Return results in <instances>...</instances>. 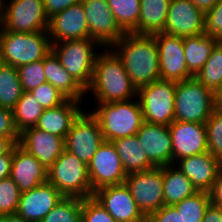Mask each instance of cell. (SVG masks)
<instances>
[{
	"instance_id": "44",
	"label": "cell",
	"mask_w": 222,
	"mask_h": 222,
	"mask_svg": "<svg viewBox=\"0 0 222 222\" xmlns=\"http://www.w3.org/2000/svg\"><path fill=\"white\" fill-rule=\"evenodd\" d=\"M79 2V0H43L48 18Z\"/></svg>"
},
{
	"instance_id": "19",
	"label": "cell",
	"mask_w": 222,
	"mask_h": 222,
	"mask_svg": "<svg viewBox=\"0 0 222 222\" xmlns=\"http://www.w3.org/2000/svg\"><path fill=\"white\" fill-rule=\"evenodd\" d=\"M136 136L148 160L155 167L173 164L172 141L168 126L144 122Z\"/></svg>"
},
{
	"instance_id": "41",
	"label": "cell",
	"mask_w": 222,
	"mask_h": 222,
	"mask_svg": "<svg viewBox=\"0 0 222 222\" xmlns=\"http://www.w3.org/2000/svg\"><path fill=\"white\" fill-rule=\"evenodd\" d=\"M205 33L222 41V0L205 13Z\"/></svg>"
},
{
	"instance_id": "47",
	"label": "cell",
	"mask_w": 222,
	"mask_h": 222,
	"mask_svg": "<svg viewBox=\"0 0 222 222\" xmlns=\"http://www.w3.org/2000/svg\"><path fill=\"white\" fill-rule=\"evenodd\" d=\"M12 158L13 148L7 154L0 156V180L10 176Z\"/></svg>"
},
{
	"instance_id": "14",
	"label": "cell",
	"mask_w": 222,
	"mask_h": 222,
	"mask_svg": "<svg viewBox=\"0 0 222 222\" xmlns=\"http://www.w3.org/2000/svg\"><path fill=\"white\" fill-rule=\"evenodd\" d=\"M153 35L159 53L160 79L179 82L193 78L186 65L183 37L164 32Z\"/></svg>"
},
{
	"instance_id": "6",
	"label": "cell",
	"mask_w": 222,
	"mask_h": 222,
	"mask_svg": "<svg viewBox=\"0 0 222 222\" xmlns=\"http://www.w3.org/2000/svg\"><path fill=\"white\" fill-rule=\"evenodd\" d=\"M101 45L92 38L51 43V51L65 70L86 90L90 85Z\"/></svg>"
},
{
	"instance_id": "27",
	"label": "cell",
	"mask_w": 222,
	"mask_h": 222,
	"mask_svg": "<svg viewBox=\"0 0 222 222\" xmlns=\"http://www.w3.org/2000/svg\"><path fill=\"white\" fill-rule=\"evenodd\" d=\"M171 0H140V16L135 34L164 32Z\"/></svg>"
},
{
	"instance_id": "7",
	"label": "cell",
	"mask_w": 222,
	"mask_h": 222,
	"mask_svg": "<svg viewBox=\"0 0 222 222\" xmlns=\"http://www.w3.org/2000/svg\"><path fill=\"white\" fill-rule=\"evenodd\" d=\"M48 182L64 197H93L87 165L67 150L48 169Z\"/></svg>"
},
{
	"instance_id": "36",
	"label": "cell",
	"mask_w": 222,
	"mask_h": 222,
	"mask_svg": "<svg viewBox=\"0 0 222 222\" xmlns=\"http://www.w3.org/2000/svg\"><path fill=\"white\" fill-rule=\"evenodd\" d=\"M208 151L222 162V107L218 106L205 123Z\"/></svg>"
},
{
	"instance_id": "28",
	"label": "cell",
	"mask_w": 222,
	"mask_h": 222,
	"mask_svg": "<svg viewBox=\"0 0 222 222\" xmlns=\"http://www.w3.org/2000/svg\"><path fill=\"white\" fill-rule=\"evenodd\" d=\"M192 182L175 166H163L164 205H175L197 193Z\"/></svg>"
},
{
	"instance_id": "13",
	"label": "cell",
	"mask_w": 222,
	"mask_h": 222,
	"mask_svg": "<svg viewBox=\"0 0 222 222\" xmlns=\"http://www.w3.org/2000/svg\"><path fill=\"white\" fill-rule=\"evenodd\" d=\"M90 38L102 48L112 47L126 32L119 26L106 0L82 1Z\"/></svg>"
},
{
	"instance_id": "34",
	"label": "cell",
	"mask_w": 222,
	"mask_h": 222,
	"mask_svg": "<svg viewBox=\"0 0 222 222\" xmlns=\"http://www.w3.org/2000/svg\"><path fill=\"white\" fill-rule=\"evenodd\" d=\"M210 203V193L198 191L173 206L180 214L182 222H202L204 212Z\"/></svg>"
},
{
	"instance_id": "31",
	"label": "cell",
	"mask_w": 222,
	"mask_h": 222,
	"mask_svg": "<svg viewBox=\"0 0 222 222\" xmlns=\"http://www.w3.org/2000/svg\"><path fill=\"white\" fill-rule=\"evenodd\" d=\"M44 108L29 92L23 91L22 96L13 109L15 127L19 134L25 129L35 127Z\"/></svg>"
},
{
	"instance_id": "51",
	"label": "cell",
	"mask_w": 222,
	"mask_h": 222,
	"mask_svg": "<svg viewBox=\"0 0 222 222\" xmlns=\"http://www.w3.org/2000/svg\"><path fill=\"white\" fill-rule=\"evenodd\" d=\"M216 94V100L219 106L222 105V84L220 88L215 92Z\"/></svg>"
},
{
	"instance_id": "23",
	"label": "cell",
	"mask_w": 222,
	"mask_h": 222,
	"mask_svg": "<svg viewBox=\"0 0 222 222\" xmlns=\"http://www.w3.org/2000/svg\"><path fill=\"white\" fill-rule=\"evenodd\" d=\"M11 179L21 193L48 182V170L19 144L13 147Z\"/></svg>"
},
{
	"instance_id": "12",
	"label": "cell",
	"mask_w": 222,
	"mask_h": 222,
	"mask_svg": "<svg viewBox=\"0 0 222 222\" xmlns=\"http://www.w3.org/2000/svg\"><path fill=\"white\" fill-rule=\"evenodd\" d=\"M92 191L124 183L127 174L111 141H103L87 165Z\"/></svg>"
},
{
	"instance_id": "20",
	"label": "cell",
	"mask_w": 222,
	"mask_h": 222,
	"mask_svg": "<svg viewBox=\"0 0 222 222\" xmlns=\"http://www.w3.org/2000/svg\"><path fill=\"white\" fill-rule=\"evenodd\" d=\"M33 155L47 170L65 150V139L35 127L20 133L19 143Z\"/></svg>"
},
{
	"instance_id": "18",
	"label": "cell",
	"mask_w": 222,
	"mask_h": 222,
	"mask_svg": "<svg viewBox=\"0 0 222 222\" xmlns=\"http://www.w3.org/2000/svg\"><path fill=\"white\" fill-rule=\"evenodd\" d=\"M47 31L51 43L90 38L82 2L50 17Z\"/></svg>"
},
{
	"instance_id": "49",
	"label": "cell",
	"mask_w": 222,
	"mask_h": 222,
	"mask_svg": "<svg viewBox=\"0 0 222 222\" xmlns=\"http://www.w3.org/2000/svg\"><path fill=\"white\" fill-rule=\"evenodd\" d=\"M15 145L10 138L0 136V156L7 154Z\"/></svg>"
},
{
	"instance_id": "15",
	"label": "cell",
	"mask_w": 222,
	"mask_h": 222,
	"mask_svg": "<svg viewBox=\"0 0 222 222\" xmlns=\"http://www.w3.org/2000/svg\"><path fill=\"white\" fill-rule=\"evenodd\" d=\"M93 197L116 222H147L125 183L99 188Z\"/></svg>"
},
{
	"instance_id": "30",
	"label": "cell",
	"mask_w": 222,
	"mask_h": 222,
	"mask_svg": "<svg viewBox=\"0 0 222 222\" xmlns=\"http://www.w3.org/2000/svg\"><path fill=\"white\" fill-rule=\"evenodd\" d=\"M22 93L17 68L0 63V107L13 110Z\"/></svg>"
},
{
	"instance_id": "24",
	"label": "cell",
	"mask_w": 222,
	"mask_h": 222,
	"mask_svg": "<svg viewBox=\"0 0 222 222\" xmlns=\"http://www.w3.org/2000/svg\"><path fill=\"white\" fill-rule=\"evenodd\" d=\"M82 102L67 99L61 105L42 112L35 128L66 138L72 123L82 110Z\"/></svg>"
},
{
	"instance_id": "53",
	"label": "cell",
	"mask_w": 222,
	"mask_h": 222,
	"mask_svg": "<svg viewBox=\"0 0 222 222\" xmlns=\"http://www.w3.org/2000/svg\"><path fill=\"white\" fill-rule=\"evenodd\" d=\"M1 6H2V0H0V10H1Z\"/></svg>"
},
{
	"instance_id": "46",
	"label": "cell",
	"mask_w": 222,
	"mask_h": 222,
	"mask_svg": "<svg viewBox=\"0 0 222 222\" xmlns=\"http://www.w3.org/2000/svg\"><path fill=\"white\" fill-rule=\"evenodd\" d=\"M202 222H222V207L210 203L204 212Z\"/></svg>"
},
{
	"instance_id": "48",
	"label": "cell",
	"mask_w": 222,
	"mask_h": 222,
	"mask_svg": "<svg viewBox=\"0 0 222 222\" xmlns=\"http://www.w3.org/2000/svg\"><path fill=\"white\" fill-rule=\"evenodd\" d=\"M201 11L208 12L219 0H191Z\"/></svg>"
},
{
	"instance_id": "1",
	"label": "cell",
	"mask_w": 222,
	"mask_h": 222,
	"mask_svg": "<svg viewBox=\"0 0 222 222\" xmlns=\"http://www.w3.org/2000/svg\"><path fill=\"white\" fill-rule=\"evenodd\" d=\"M111 49L122 60L137 90L160 79L159 53L154 35L127 32Z\"/></svg>"
},
{
	"instance_id": "2",
	"label": "cell",
	"mask_w": 222,
	"mask_h": 222,
	"mask_svg": "<svg viewBox=\"0 0 222 222\" xmlns=\"http://www.w3.org/2000/svg\"><path fill=\"white\" fill-rule=\"evenodd\" d=\"M99 51L102 52L96 58L92 80L86 93L91 91L96 103L136 98L138 90L125 71L122 60L109 48Z\"/></svg>"
},
{
	"instance_id": "42",
	"label": "cell",
	"mask_w": 222,
	"mask_h": 222,
	"mask_svg": "<svg viewBox=\"0 0 222 222\" xmlns=\"http://www.w3.org/2000/svg\"><path fill=\"white\" fill-rule=\"evenodd\" d=\"M0 136L10 138L15 144L19 143L20 134L15 127L13 110L0 107Z\"/></svg>"
},
{
	"instance_id": "45",
	"label": "cell",
	"mask_w": 222,
	"mask_h": 222,
	"mask_svg": "<svg viewBox=\"0 0 222 222\" xmlns=\"http://www.w3.org/2000/svg\"><path fill=\"white\" fill-rule=\"evenodd\" d=\"M209 193L211 204L217 207H222V168L219 170Z\"/></svg>"
},
{
	"instance_id": "29",
	"label": "cell",
	"mask_w": 222,
	"mask_h": 222,
	"mask_svg": "<svg viewBox=\"0 0 222 222\" xmlns=\"http://www.w3.org/2000/svg\"><path fill=\"white\" fill-rule=\"evenodd\" d=\"M217 42V39L206 33L183 37L186 65L193 77L204 66Z\"/></svg>"
},
{
	"instance_id": "26",
	"label": "cell",
	"mask_w": 222,
	"mask_h": 222,
	"mask_svg": "<svg viewBox=\"0 0 222 222\" xmlns=\"http://www.w3.org/2000/svg\"><path fill=\"white\" fill-rule=\"evenodd\" d=\"M126 174L148 171L155 166L148 160L136 135L112 141Z\"/></svg>"
},
{
	"instance_id": "25",
	"label": "cell",
	"mask_w": 222,
	"mask_h": 222,
	"mask_svg": "<svg viewBox=\"0 0 222 222\" xmlns=\"http://www.w3.org/2000/svg\"><path fill=\"white\" fill-rule=\"evenodd\" d=\"M46 81L57 88L67 99L83 101L86 90L61 65L59 59L51 51L43 59Z\"/></svg>"
},
{
	"instance_id": "50",
	"label": "cell",
	"mask_w": 222,
	"mask_h": 222,
	"mask_svg": "<svg viewBox=\"0 0 222 222\" xmlns=\"http://www.w3.org/2000/svg\"><path fill=\"white\" fill-rule=\"evenodd\" d=\"M0 222H27L17 214L5 215L0 217Z\"/></svg>"
},
{
	"instance_id": "33",
	"label": "cell",
	"mask_w": 222,
	"mask_h": 222,
	"mask_svg": "<svg viewBox=\"0 0 222 222\" xmlns=\"http://www.w3.org/2000/svg\"><path fill=\"white\" fill-rule=\"evenodd\" d=\"M119 26L127 33L133 32L140 16V0H106Z\"/></svg>"
},
{
	"instance_id": "38",
	"label": "cell",
	"mask_w": 222,
	"mask_h": 222,
	"mask_svg": "<svg viewBox=\"0 0 222 222\" xmlns=\"http://www.w3.org/2000/svg\"><path fill=\"white\" fill-rule=\"evenodd\" d=\"M17 70L23 91H31L47 82L43 60L22 65Z\"/></svg>"
},
{
	"instance_id": "35",
	"label": "cell",
	"mask_w": 222,
	"mask_h": 222,
	"mask_svg": "<svg viewBox=\"0 0 222 222\" xmlns=\"http://www.w3.org/2000/svg\"><path fill=\"white\" fill-rule=\"evenodd\" d=\"M83 199L63 197L41 222H81Z\"/></svg>"
},
{
	"instance_id": "5",
	"label": "cell",
	"mask_w": 222,
	"mask_h": 222,
	"mask_svg": "<svg viewBox=\"0 0 222 222\" xmlns=\"http://www.w3.org/2000/svg\"><path fill=\"white\" fill-rule=\"evenodd\" d=\"M218 106L215 92L195 77L177 82L175 120L205 124Z\"/></svg>"
},
{
	"instance_id": "37",
	"label": "cell",
	"mask_w": 222,
	"mask_h": 222,
	"mask_svg": "<svg viewBox=\"0 0 222 222\" xmlns=\"http://www.w3.org/2000/svg\"><path fill=\"white\" fill-rule=\"evenodd\" d=\"M20 196L18 186L10 176L0 180V217L16 214Z\"/></svg>"
},
{
	"instance_id": "11",
	"label": "cell",
	"mask_w": 222,
	"mask_h": 222,
	"mask_svg": "<svg viewBox=\"0 0 222 222\" xmlns=\"http://www.w3.org/2000/svg\"><path fill=\"white\" fill-rule=\"evenodd\" d=\"M124 183L146 217L164 206L163 167L128 174Z\"/></svg>"
},
{
	"instance_id": "4",
	"label": "cell",
	"mask_w": 222,
	"mask_h": 222,
	"mask_svg": "<svg viewBox=\"0 0 222 222\" xmlns=\"http://www.w3.org/2000/svg\"><path fill=\"white\" fill-rule=\"evenodd\" d=\"M50 52L48 31L20 33L0 29V63L18 68L43 60Z\"/></svg>"
},
{
	"instance_id": "52",
	"label": "cell",
	"mask_w": 222,
	"mask_h": 222,
	"mask_svg": "<svg viewBox=\"0 0 222 222\" xmlns=\"http://www.w3.org/2000/svg\"><path fill=\"white\" fill-rule=\"evenodd\" d=\"M0 29H1V10H0Z\"/></svg>"
},
{
	"instance_id": "22",
	"label": "cell",
	"mask_w": 222,
	"mask_h": 222,
	"mask_svg": "<svg viewBox=\"0 0 222 222\" xmlns=\"http://www.w3.org/2000/svg\"><path fill=\"white\" fill-rule=\"evenodd\" d=\"M176 167L192 182L197 191L210 192L222 168V162L209 151L185 157L175 163Z\"/></svg>"
},
{
	"instance_id": "21",
	"label": "cell",
	"mask_w": 222,
	"mask_h": 222,
	"mask_svg": "<svg viewBox=\"0 0 222 222\" xmlns=\"http://www.w3.org/2000/svg\"><path fill=\"white\" fill-rule=\"evenodd\" d=\"M64 196L49 182L21 193L16 214L27 222H41Z\"/></svg>"
},
{
	"instance_id": "32",
	"label": "cell",
	"mask_w": 222,
	"mask_h": 222,
	"mask_svg": "<svg viewBox=\"0 0 222 222\" xmlns=\"http://www.w3.org/2000/svg\"><path fill=\"white\" fill-rule=\"evenodd\" d=\"M194 77L214 92L220 88L222 84V41L215 44L210 57Z\"/></svg>"
},
{
	"instance_id": "16",
	"label": "cell",
	"mask_w": 222,
	"mask_h": 222,
	"mask_svg": "<svg viewBox=\"0 0 222 222\" xmlns=\"http://www.w3.org/2000/svg\"><path fill=\"white\" fill-rule=\"evenodd\" d=\"M173 164L178 160L208 151L205 124L174 120L169 126Z\"/></svg>"
},
{
	"instance_id": "17",
	"label": "cell",
	"mask_w": 222,
	"mask_h": 222,
	"mask_svg": "<svg viewBox=\"0 0 222 222\" xmlns=\"http://www.w3.org/2000/svg\"><path fill=\"white\" fill-rule=\"evenodd\" d=\"M164 33L179 37L205 33V13L191 0H171Z\"/></svg>"
},
{
	"instance_id": "3",
	"label": "cell",
	"mask_w": 222,
	"mask_h": 222,
	"mask_svg": "<svg viewBox=\"0 0 222 222\" xmlns=\"http://www.w3.org/2000/svg\"><path fill=\"white\" fill-rule=\"evenodd\" d=\"M91 114L97 119L105 141L136 135L144 123L138 98L96 103Z\"/></svg>"
},
{
	"instance_id": "10",
	"label": "cell",
	"mask_w": 222,
	"mask_h": 222,
	"mask_svg": "<svg viewBox=\"0 0 222 222\" xmlns=\"http://www.w3.org/2000/svg\"><path fill=\"white\" fill-rule=\"evenodd\" d=\"M103 141L97 119L89 110H83L72 123L65 138V150L88 165Z\"/></svg>"
},
{
	"instance_id": "39",
	"label": "cell",
	"mask_w": 222,
	"mask_h": 222,
	"mask_svg": "<svg viewBox=\"0 0 222 222\" xmlns=\"http://www.w3.org/2000/svg\"><path fill=\"white\" fill-rule=\"evenodd\" d=\"M29 92L37 99V102L42 105L44 110L57 107L67 100L57 88L48 82L39 85Z\"/></svg>"
},
{
	"instance_id": "9",
	"label": "cell",
	"mask_w": 222,
	"mask_h": 222,
	"mask_svg": "<svg viewBox=\"0 0 222 222\" xmlns=\"http://www.w3.org/2000/svg\"><path fill=\"white\" fill-rule=\"evenodd\" d=\"M48 25L43 0H2L1 28L4 30L32 33L47 31Z\"/></svg>"
},
{
	"instance_id": "8",
	"label": "cell",
	"mask_w": 222,
	"mask_h": 222,
	"mask_svg": "<svg viewBox=\"0 0 222 222\" xmlns=\"http://www.w3.org/2000/svg\"><path fill=\"white\" fill-rule=\"evenodd\" d=\"M176 84L159 79L138 89L144 122L169 126L175 120Z\"/></svg>"
},
{
	"instance_id": "43",
	"label": "cell",
	"mask_w": 222,
	"mask_h": 222,
	"mask_svg": "<svg viewBox=\"0 0 222 222\" xmlns=\"http://www.w3.org/2000/svg\"><path fill=\"white\" fill-rule=\"evenodd\" d=\"M147 222H182L180 214L173 205H164L158 211L149 214Z\"/></svg>"
},
{
	"instance_id": "40",
	"label": "cell",
	"mask_w": 222,
	"mask_h": 222,
	"mask_svg": "<svg viewBox=\"0 0 222 222\" xmlns=\"http://www.w3.org/2000/svg\"><path fill=\"white\" fill-rule=\"evenodd\" d=\"M81 222H116V220L94 197H90L83 199Z\"/></svg>"
}]
</instances>
